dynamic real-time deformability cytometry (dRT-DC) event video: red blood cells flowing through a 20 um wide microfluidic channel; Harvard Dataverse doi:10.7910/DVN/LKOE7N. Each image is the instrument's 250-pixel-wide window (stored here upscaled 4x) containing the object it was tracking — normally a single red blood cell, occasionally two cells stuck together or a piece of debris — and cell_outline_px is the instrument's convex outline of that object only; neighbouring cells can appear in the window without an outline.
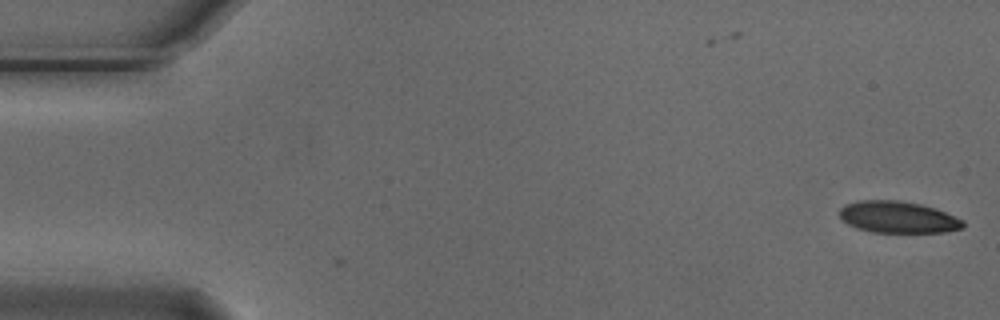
{"species": "Egyptian fruit bat (a non-hibernating species)", "species_latin": "Rousettus aegyptiacus", "temperature_condition": "cold", "stored_images_in_passage": 2, "camera_frame_rate_fps": 3000, "um_per_image_px": 0.085, "animal": {"sex": "male"}, "frame": {"image": 1, "passage_image": 2, "time_ms": 0.333, "image_size_px": [1000, 320], "cell_outline_px": [[964, 228], [944, 232], [872, 232], [856, 228], [840, 220], [840, 208], [844, 204], [856, 200], [900, 200], [920, 204], [936, 208], [964, 220]], "centroid_in_image_um": [76.3, 18.45], "position_along_channel_um": 8.7, "area_um2": 23.06}}